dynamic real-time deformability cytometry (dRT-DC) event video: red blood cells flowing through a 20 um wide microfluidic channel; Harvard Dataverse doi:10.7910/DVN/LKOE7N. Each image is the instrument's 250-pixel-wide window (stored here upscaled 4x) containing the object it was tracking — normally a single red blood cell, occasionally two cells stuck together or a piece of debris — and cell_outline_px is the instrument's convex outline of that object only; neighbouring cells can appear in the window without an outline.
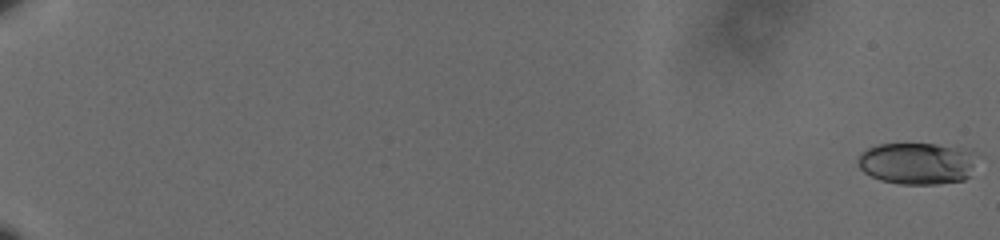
{"species": "human", "species_latin": "Homo sapiens", "temperature_condition": "cold", "stored_images_in_passage": 62, "camera_frame_rate_fps": 3000, "um_per_image_px": 0.085, "donor": {"sex": "male"}, "frame": {"image": 1, "passage_image": 1, "time_ms": 0.0, "image_size_px": [1000, 240], "cell_outline_px": [[968, 176], [964, 180], [936, 184], [900, 184], [880, 180], [864, 172], [860, 168], [860, 156], [868, 148], [880, 144], [932, 144], [968, 152]], "centroid_in_image_um": [77.79, 13.92], "position_along_channel_um": 7.2, "area_um2": 27.34}}
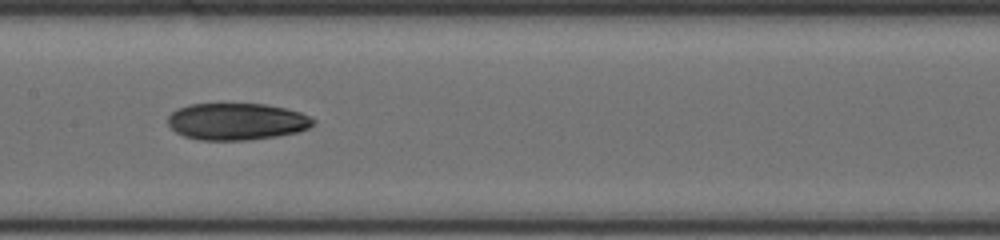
{"frame": {"image": 2, "passage_image": 36, "time_ms": 11.667, "image_size_px": [1000, 240], "cell_outline_px": [[316, 124], [308, 128], [296, 132], [276, 136], [248, 140], [200, 140], [184, 136], [176, 132], [168, 124], [168, 116], [176, 108], [188, 104], [264, 104], [284, 108], [300, 112], [316, 120]], "centroid_in_image_um": [20.11, 10.33], "position_along_channel_um": 187.3, "area_um2": 31.27}}
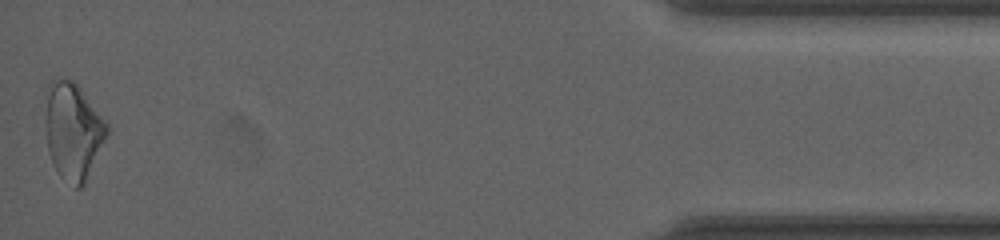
{"frame": {"image": 3, "passage_image": 62, "time_ms": 20.333, "image_size_px": [1000, 240], "cell_outline_px": [[108, 136], [84, 184], [80, 188], [76, 188], [60, 176], [48, 152], [44, 120], [48, 84], [52, 80], [72, 80], [80, 88], [108, 124]], "centroid_in_image_um": [6.2, 11.15], "position_along_channel_um": 429.0, "area_um2": 34.56}}